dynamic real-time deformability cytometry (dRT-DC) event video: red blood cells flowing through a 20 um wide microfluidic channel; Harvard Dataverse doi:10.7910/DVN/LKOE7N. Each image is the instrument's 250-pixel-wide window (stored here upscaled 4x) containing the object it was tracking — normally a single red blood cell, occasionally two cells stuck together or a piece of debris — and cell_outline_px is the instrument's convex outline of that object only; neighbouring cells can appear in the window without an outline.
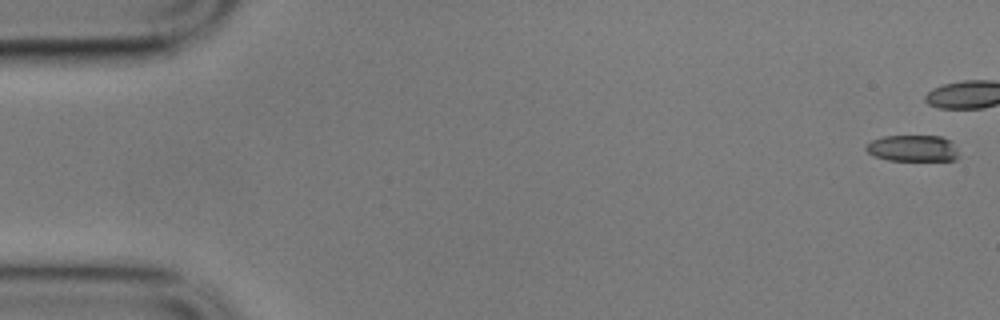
{"species": "common noctule bat (a hibernating species)", "species_latin": "Nyctalus noctula", "temperature_condition": "cold", "stored_images_in_passage": 4, "camera_frame_rate_fps": 3000, "um_per_image_px": 0.085, "animal": {"sex": "male", "body_mass_g": 17.9}, "frame": {"image": 1, "passage_image": 1, "time_ms": 0.0, "image_size_px": [1000, 320], "cell_outline_px": [[960, 156], [956, 160], [888, 160], [876, 156], [868, 152], [864, 148], [872, 140], [884, 136], [940, 136], [952, 140]], "centroid_in_image_um": [77.64, 12.6], "position_along_channel_um": 7.4, "area_um2": 14.28}}